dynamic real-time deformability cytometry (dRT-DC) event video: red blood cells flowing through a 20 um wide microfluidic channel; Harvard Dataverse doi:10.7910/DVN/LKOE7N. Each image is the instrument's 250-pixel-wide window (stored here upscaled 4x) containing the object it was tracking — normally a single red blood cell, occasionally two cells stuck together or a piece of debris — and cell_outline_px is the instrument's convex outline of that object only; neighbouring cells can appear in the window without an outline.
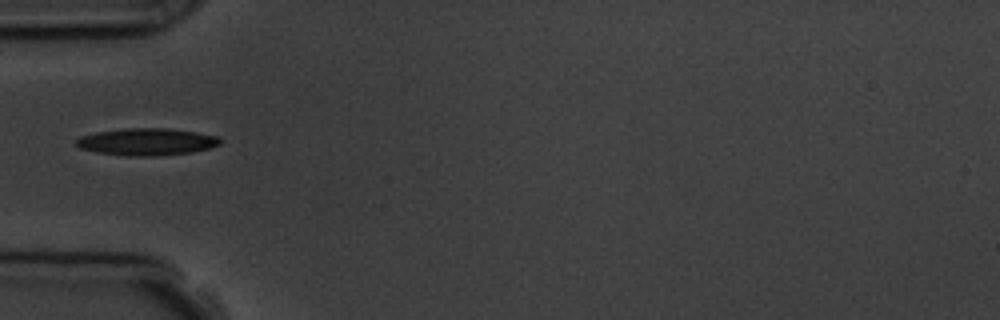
{"species": "common noctule bat (a hibernating species)", "species_latin": "Nyctalus noctula", "temperature_condition": "room temperature", "stored_images_in_passage": 1, "camera_frame_rate_fps": 3000, "um_per_image_px": 0.085, "animal": {"sex": "male", "body_mass_g": 19.5, "forearm_length_mm": 54.6}, "frame": {"image": 1, "passage_image": 1, "time_ms": 0.0, "image_size_px": [1000, 320], "cell_outline_px": [[220, 144], [208, 148], [192, 152], [156, 156], [128, 156], [100, 152], [80, 148], [76, 144], [76, 140], [80, 136], [96, 132], [128, 128], [168, 128], [196, 132], [216, 136], [220, 140]], "centroid_in_image_um": [12.47, 12.05], "position_along_channel_um": 72.5, "area_um2": 22.48}}